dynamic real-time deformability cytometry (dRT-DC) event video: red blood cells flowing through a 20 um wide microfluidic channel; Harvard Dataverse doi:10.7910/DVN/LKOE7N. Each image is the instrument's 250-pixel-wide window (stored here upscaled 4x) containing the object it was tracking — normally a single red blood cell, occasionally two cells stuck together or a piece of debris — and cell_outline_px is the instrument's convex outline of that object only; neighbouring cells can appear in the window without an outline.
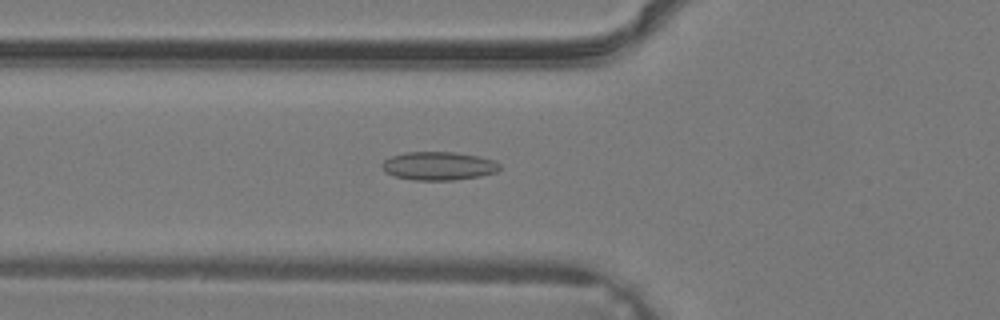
{"species": "common noctule bat (a hibernating species)", "species_latin": "Nyctalus noctula", "temperature_condition": "warm", "stored_images_in_passage": 32, "camera_frame_rate_fps": 3000, "um_per_image_px": 0.085, "animal": {"sex": "male", "body_mass_g": 19.2, "forearm_length_mm": 51.8}, "frame": {"image": 1, "passage_image": 8, "time_ms": 2.333, "image_size_px": [1000, 320], "cell_outline_px": [[500, 168], [496, 172], [480, 176], [452, 180], [416, 180], [392, 176], [384, 172], [380, 168], [380, 164], [384, 160], [392, 156], [404, 152], [452, 152], [476, 156], [496, 160], [500, 164]], "centroid_in_image_um": [37.23, 14.11], "position_along_channel_um": 88.6, "area_um2": 19.59}}
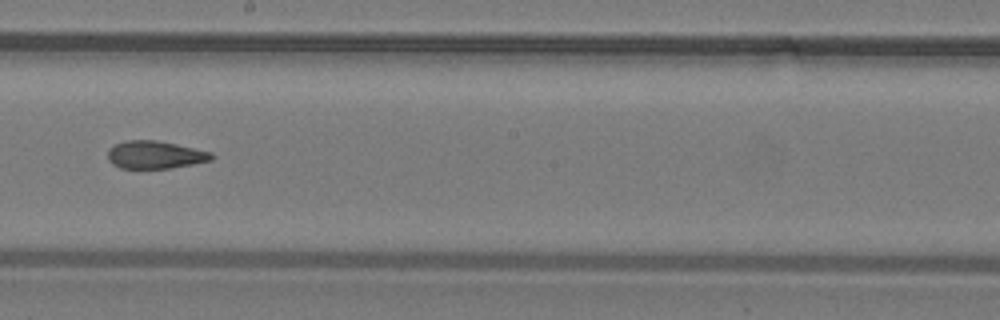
{"frame": {"image": 2, "passage_image": 16, "time_ms": 5.0, "image_size_px": [1000, 320], "cell_outline_px": [[216, 156], [212, 160], [172, 168], [120, 168], [112, 164], [108, 160], [108, 148], [116, 144], [128, 140], [156, 140], [176, 144], [212, 152]], "centroid_in_image_um": [13.19, 13.16], "position_along_channel_um": 235.0, "area_um2": 16.82}}
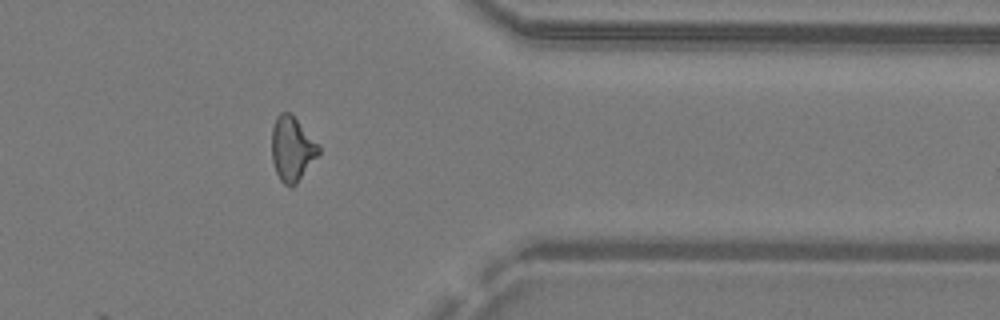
{"frame": {"image": 3, "passage_image": 25, "time_ms": 8.0, "image_size_px": [1000, 320], "cell_outline_px": [[320, 152], [296, 184], [292, 188], [288, 188], [280, 180], [276, 172], [272, 160], [272, 128], [276, 116], [280, 112], [292, 112], [320, 148]], "centroid_in_image_um": [24.8, 12.64], "position_along_channel_um": 386.6, "area_um2": 17.63}}